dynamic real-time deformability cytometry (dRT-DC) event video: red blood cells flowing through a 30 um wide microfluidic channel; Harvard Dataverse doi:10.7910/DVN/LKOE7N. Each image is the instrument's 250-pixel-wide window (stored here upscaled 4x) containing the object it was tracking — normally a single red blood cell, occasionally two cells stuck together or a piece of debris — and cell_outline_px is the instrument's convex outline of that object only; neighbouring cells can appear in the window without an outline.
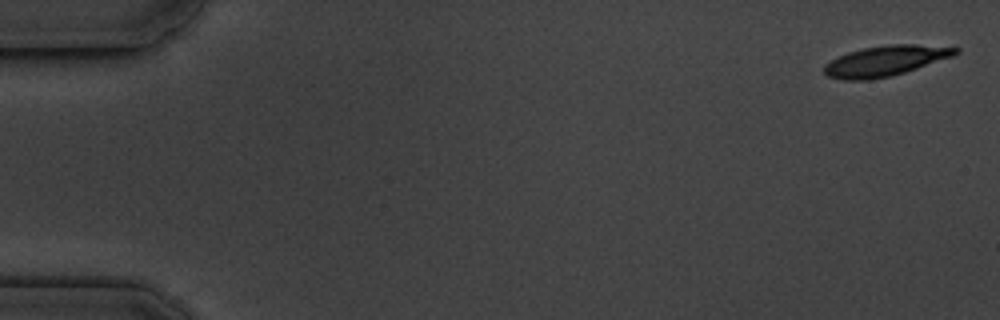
{"species": "common noctule bat (a hibernating species)", "species_latin": "Nyctalus noctula", "temperature_condition": "cold", "stored_images_in_passage": 17, "camera_frame_rate_fps": 3000, "um_per_image_px": 0.085, "animal": {"sex": "male", "body_mass_g": 19.5, "forearm_length_mm": 54.6}, "frame": {"image": 1, "passage_image": 1, "time_ms": 0.0, "image_size_px": [1000, 320], "cell_outline_px": [[960, 52], [952, 56], [892, 76], [868, 80], [844, 80], [828, 76], [824, 72], [824, 64], [848, 52], [864, 48], [888, 44], [912, 44], [960, 48]], "centroid_in_image_um": [75.24, 5.17], "position_along_channel_um": 9.8, "area_um2": 22.89}}
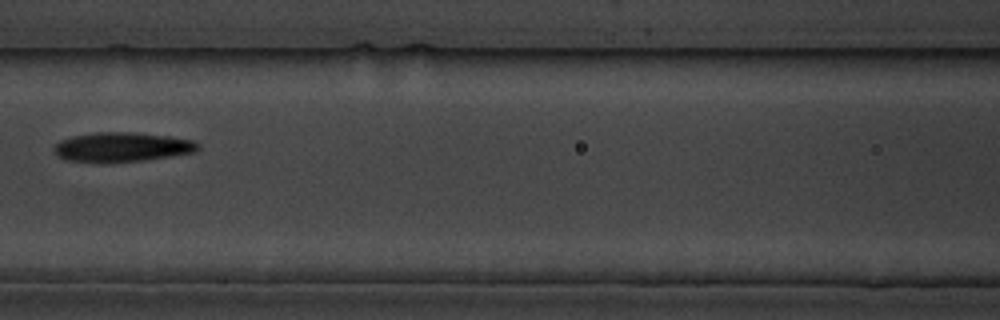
{"frame": {"image": 2, "passage_image": 8, "time_ms": 8.0, "image_size_px": [1000, 320], "cell_outline_px": [[200, 148], [196, 152], [172, 156], [112, 164], [96, 164], [68, 160], [60, 156], [52, 148], [60, 140], [72, 136], [96, 132], [136, 132], [168, 136], [192, 140], [200, 144]], "centroid_in_image_um": [10.37, 12.52], "position_along_channel_um": 156.2, "area_um2": 25.26}}
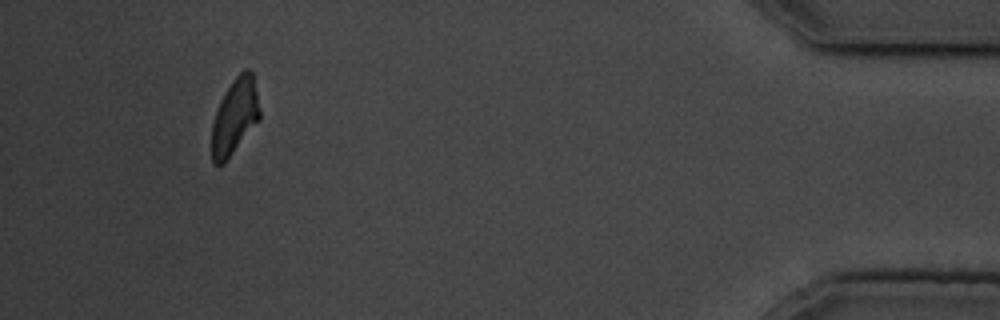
{"frame": {"image": 3, "passage_image": 16, "time_ms": 17.0, "image_size_px": [1000, 320], "cell_outline_px": [[260, 120], [224, 164], [212, 164], [212, 124], [220, 100], [224, 92], [232, 80], [244, 68], [248, 68], [252, 72], [260, 112]], "centroid_in_image_um": [19.95, 9.91], "position_along_channel_um": 415.2, "area_um2": 21.21}, "authors_computed_cell_mechanics": {"area_um2": 23.1778, "velocity_mm_per_s": 3.5814, "shape_relaxation_time_tau1_ms": 1.898, "shape_relaxation_time_tau2_ms": 5.437, "deformation_change_tau1": 0.0857, "deformation_change_tau2": 0.1336}}